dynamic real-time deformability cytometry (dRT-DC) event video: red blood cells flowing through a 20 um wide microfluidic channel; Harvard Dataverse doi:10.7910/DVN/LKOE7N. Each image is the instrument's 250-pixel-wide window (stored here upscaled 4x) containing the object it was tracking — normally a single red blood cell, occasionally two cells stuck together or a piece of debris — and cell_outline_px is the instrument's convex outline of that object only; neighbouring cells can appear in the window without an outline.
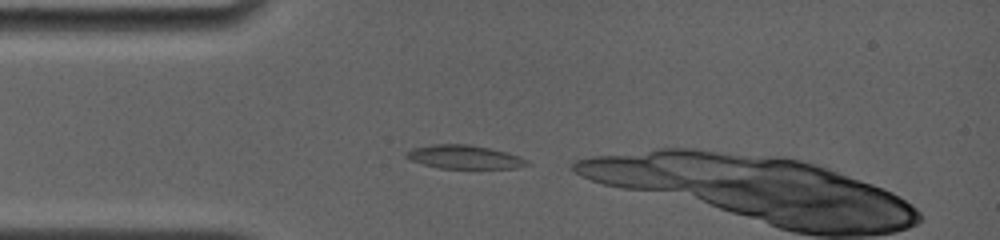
{"species": "common noctule bat (a hibernating species)", "species_latin": "Nyctalus noctula", "temperature_condition": "room temperature", "stored_images_in_passage": 10, "camera_frame_rate_fps": 4000, "um_per_image_px": 0.085, "animal": {"sex": "female", "body_mass_g": 19.0, "forearm_length_mm": 56.7}, "frame": {"image": 1, "passage_image": 2, "time_ms": 0.25, "image_size_px": [1000, 240], "cell_outline_px": [[532, 164], [516, 168], [440, 168], [424, 164], [412, 160], [404, 156], [404, 152], [412, 148], [432, 144], [468, 144], [508, 152], [520, 156], [528, 160]], "centroid_in_image_um": [39.49, 13.34], "position_along_channel_um": 45.5, "area_um2": 16.65}}
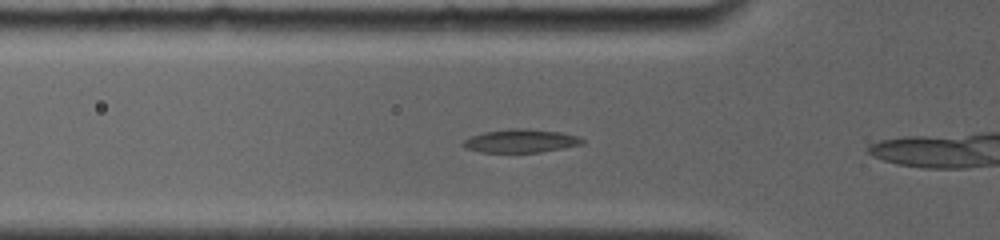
{"frame": {"image": 2, "passage_image": 6, "time_ms": 1.5, "image_size_px": [1000, 240], "cell_outline_px": [[584, 144], [564, 148], [540, 152], [480, 152], [464, 148], [460, 144], [464, 140], [472, 136], [484, 132], [512, 128], [528, 128], [560, 132], [576, 136], [584, 140]], "centroid_in_image_um": [44.25, 11.98], "position_along_channel_um": 81.6, "area_um2": 16.24}}
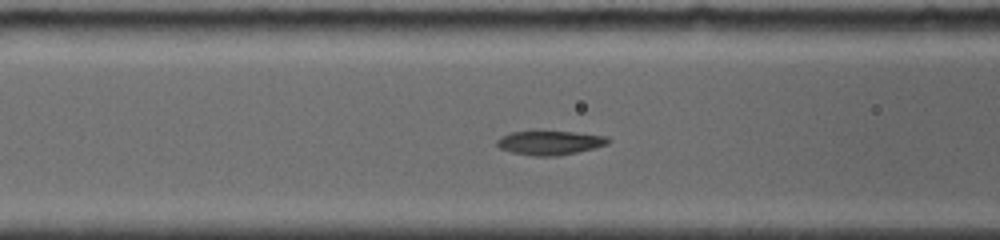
{"frame": {"image": 3, "passage_image": 9, "time_ms": 2.5, "image_size_px": [1000, 240], "cell_outline_px": [[612, 140], [608, 144], [576, 152], [556, 156], [532, 156], [512, 152], [500, 148], [496, 144], [496, 140], [500, 136], [512, 132], [536, 128], [576, 132], [608, 136]], "centroid_in_image_um": [46.71, 12.08], "position_along_channel_um": 119.9, "area_um2": 16.42}}